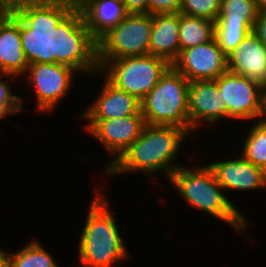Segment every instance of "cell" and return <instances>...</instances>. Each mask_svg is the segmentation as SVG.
Returning a JSON list of instances; mask_svg holds the SVG:
<instances>
[{"label":"cell","instance_id":"4","mask_svg":"<svg viewBox=\"0 0 266 267\" xmlns=\"http://www.w3.org/2000/svg\"><path fill=\"white\" fill-rule=\"evenodd\" d=\"M95 192L79 239L80 267H112L128 254L108 207L107 196L99 190Z\"/></svg>","mask_w":266,"mask_h":267},{"label":"cell","instance_id":"30","mask_svg":"<svg viewBox=\"0 0 266 267\" xmlns=\"http://www.w3.org/2000/svg\"><path fill=\"white\" fill-rule=\"evenodd\" d=\"M7 255L8 253L0 249V267H7Z\"/></svg>","mask_w":266,"mask_h":267},{"label":"cell","instance_id":"3","mask_svg":"<svg viewBox=\"0 0 266 267\" xmlns=\"http://www.w3.org/2000/svg\"><path fill=\"white\" fill-rule=\"evenodd\" d=\"M188 134L180 127L146 124L139 138L105 171V175L163 171L169 179L182 166L174 160Z\"/></svg>","mask_w":266,"mask_h":267},{"label":"cell","instance_id":"13","mask_svg":"<svg viewBox=\"0 0 266 267\" xmlns=\"http://www.w3.org/2000/svg\"><path fill=\"white\" fill-rule=\"evenodd\" d=\"M188 112L189 122L194 130L201 121L214 124L220 119H226V104L221 100L215 80L189 83Z\"/></svg>","mask_w":266,"mask_h":267},{"label":"cell","instance_id":"2","mask_svg":"<svg viewBox=\"0 0 266 267\" xmlns=\"http://www.w3.org/2000/svg\"><path fill=\"white\" fill-rule=\"evenodd\" d=\"M60 28L46 2H26L0 29V73L26 75L31 57Z\"/></svg>","mask_w":266,"mask_h":267},{"label":"cell","instance_id":"11","mask_svg":"<svg viewBox=\"0 0 266 267\" xmlns=\"http://www.w3.org/2000/svg\"><path fill=\"white\" fill-rule=\"evenodd\" d=\"M86 130L116 158L105 166L104 172L139 138L145 124L143 115H128L113 119H87Z\"/></svg>","mask_w":266,"mask_h":267},{"label":"cell","instance_id":"20","mask_svg":"<svg viewBox=\"0 0 266 267\" xmlns=\"http://www.w3.org/2000/svg\"><path fill=\"white\" fill-rule=\"evenodd\" d=\"M7 267H59L40 243H27L16 253L7 255Z\"/></svg>","mask_w":266,"mask_h":267},{"label":"cell","instance_id":"8","mask_svg":"<svg viewBox=\"0 0 266 267\" xmlns=\"http://www.w3.org/2000/svg\"><path fill=\"white\" fill-rule=\"evenodd\" d=\"M152 15L128 13L90 48V60H115L149 54Z\"/></svg>","mask_w":266,"mask_h":267},{"label":"cell","instance_id":"9","mask_svg":"<svg viewBox=\"0 0 266 267\" xmlns=\"http://www.w3.org/2000/svg\"><path fill=\"white\" fill-rule=\"evenodd\" d=\"M127 14L122 0H84L60 28L80 46L90 48Z\"/></svg>","mask_w":266,"mask_h":267},{"label":"cell","instance_id":"17","mask_svg":"<svg viewBox=\"0 0 266 267\" xmlns=\"http://www.w3.org/2000/svg\"><path fill=\"white\" fill-rule=\"evenodd\" d=\"M180 13L152 15L149 54L166 60L172 65L180 54Z\"/></svg>","mask_w":266,"mask_h":267},{"label":"cell","instance_id":"21","mask_svg":"<svg viewBox=\"0 0 266 267\" xmlns=\"http://www.w3.org/2000/svg\"><path fill=\"white\" fill-rule=\"evenodd\" d=\"M256 123L245 138L241 155L266 171V118L258 119Z\"/></svg>","mask_w":266,"mask_h":267},{"label":"cell","instance_id":"31","mask_svg":"<svg viewBox=\"0 0 266 267\" xmlns=\"http://www.w3.org/2000/svg\"><path fill=\"white\" fill-rule=\"evenodd\" d=\"M259 11H266V0H255Z\"/></svg>","mask_w":266,"mask_h":267},{"label":"cell","instance_id":"26","mask_svg":"<svg viewBox=\"0 0 266 267\" xmlns=\"http://www.w3.org/2000/svg\"><path fill=\"white\" fill-rule=\"evenodd\" d=\"M182 0H148V14L180 13Z\"/></svg>","mask_w":266,"mask_h":267},{"label":"cell","instance_id":"5","mask_svg":"<svg viewBox=\"0 0 266 267\" xmlns=\"http://www.w3.org/2000/svg\"><path fill=\"white\" fill-rule=\"evenodd\" d=\"M168 180L189 205L230 224L237 231L242 232L250 226L239 209L222 193L223 187L208 165L194 169L182 165Z\"/></svg>","mask_w":266,"mask_h":267},{"label":"cell","instance_id":"12","mask_svg":"<svg viewBox=\"0 0 266 267\" xmlns=\"http://www.w3.org/2000/svg\"><path fill=\"white\" fill-rule=\"evenodd\" d=\"M171 66L189 82L215 80L228 71L227 55L215 38L207 43L181 50Z\"/></svg>","mask_w":266,"mask_h":267},{"label":"cell","instance_id":"6","mask_svg":"<svg viewBox=\"0 0 266 267\" xmlns=\"http://www.w3.org/2000/svg\"><path fill=\"white\" fill-rule=\"evenodd\" d=\"M189 83L171 66L140 101L145 124L175 126L193 132L188 117Z\"/></svg>","mask_w":266,"mask_h":267},{"label":"cell","instance_id":"23","mask_svg":"<svg viewBox=\"0 0 266 267\" xmlns=\"http://www.w3.org/2000/svg\"><path fill=\"white\" fill-rule=\"evenodd\" d=\"M220 6L221 0H182L180 13L215 22L220 13Z\"/></svg>","mask_w":266,"mask_h":267},{"label":"cell","instance_id":"1","mask_svg":"<svg viewBox=\"0 0 266 267\" xmlns=\"http://www.w3.org/2000/svg\"><path fill=\"white\" fill-rule=\"evenodd\" d=\"M89 69V48L80 46L59 28L31 57L26 71V81L35 90L36 109H55L70 90L73 74Z\"/></svg>","mask_w":266,"mask_h":267},{"label":"cell","instance_id":"32","mask_svg":"<svg viewBox=\"0 0 266 267\" xmlns=\"http://www.w3.org/2000/svg\"><path fill=\"white\" fill-rule=\"evenodd\" d=\"M27 2H46L48 3L49 0H26Z\"/></svg>","mask_w":266,"mask_h":267},{"label":"cell","instance_id":"29","mask_svg":"<svg viewBox=\"0 0 266 267\" xmlns=\"http://www.w3.org/2000/svg\"><path fill=\"white\" fill-rule=\"evenodd\" d=\"M128 13H148V0H122Z\"/></svg>","mask_w":266,"mask_h":267},{"label":"cell","instance_id":"14","mask_svg":"<svg viewBox=\"0 0 266 267\" xmlns=\"http://www.w3.org/2000/svg\"><path fill=\"white\" fill-rule=\"evenodd\" d=\"M240 156L208 165L223 190L253 191L266 187V171Z\"/></svg>","mask_w":266,"mask_h":267},{"label":"cell","instance_id":"16","mask_svg":"<svg viewBox=\"0 0 266 267\" xmlns=\"http://www.w3.org/2000/svg\"><path fill=\"white\" fill-rule=\"evenodd\" d=\"M102 88L97 99L81 113V117L84 119H113L128 115H142L141 102L135 96L116 88L107 79L104 80Z\"/></svg>","mask_w":266,"mask_h":267},{"label":"cell","instance_id":"18","mask_svg":"<svg viewBox=\"0 0 266 267\" xmlns=\"http://www.w3.org/2000/svg\"><path fill=\"white\" fill-rule=\"evenodd\" d=\"M214 38V22L203 17H192L180 13V52L190 47L207 43Z\"/></svg>","mask_w":266,"mask_h":267},{"label":"cell","instance_id":"7","mask_svg":"<svg viewBox=\"0 0 266 267\" xmlns=\"http://www.w3.org/2000/svg\"><path fill=\"white\" fill-rule=\"evenodd\" d=\"M171 67L164 59L151 54L115 60H90L88 73H101L116 88L141 101Z\"/></svg>","mask_w":266,"mask_h":267},{"label":"cell","instance_id":"24","mask_svg":"<svg viewBox=\"0 0 266 267\" xmlns=\"http://www.w3.org/2000/svg\"><path fill=\"white\" fill-rule=\"evenodd\" d=\"M0 79L2 75L11 78L14 80L16 78L14 75H10L7 73H0ZM8 81L0 80V119L8 116L9 114H16L22 110L23 103L19 96L14 95L11 91V87L7 83Z\"/></svg>","mask_w":266,"mask_h":267},{"label":"cell","instance_id":"28","mask_svg":"<svg viewBox=\"0 0 266 267\" xmlns=\"http://www.w3.org/2000/svg\"><path fill=\"white\" fill-rule=\"evenodd\" d=\"M252 32L260 42L266 47V11H261L254 22Z\"/></svg>","mask_w":266,"mask_h":267},{"label":"cell","instance_id":"27","mask_svg":"<svg viewBox=\"0 0 266 267\" xmlns=\"http://www.w3.org/2000/svg\"><path fill=\"white\" fill-rule=\"evenodd\" d=\"M26 2V0H0V29Z\"/></svg>","mask_w":266,"mask_h":267},{"label":"cell","instance_id":"15","mask_svg":"<svg viewBox=\"0 0 266 267\" xmlns=\"http://www.w3.org/2000/svg\"><path fill=\"white\" fill-rule=\"evenodd\" d=\"M228 71L245 76L266 88V47L251 32L227 55Z\"/></svg>","mask_w":266,"mask_h":267},{"label":"cell","instance_id":"19","mask_svg":"<svg viewBox=\"0 0 266 267\" xmlns=\"http://www.w3.org/2000/svg\"><path fill=\"white\" fill-rule=\"evenodd\" d=\"M259 13L255 0H221L220 13L214 24L248 25L253 30Z\"/></svg>","mask_w":266,"mask_h":267},{"label":"cell","instance_id":"25","mask_svg":"<svg viewBox=\"0 0 266 267\" xmlns=\"http://www.w3.org/2000/svg\"><path fill=\"white\" fill-rule=\"evenodd\" d=\"M84 0H49L54 17L61 24Z\"/></svg>","mask_w":266,"mask_h":267},{"label":"cell","instance_id":"10","mask_svg":"<svg viewBox=\"0 0 266 267\" xmlns=\"http://www.w3.org/2000/svg\"><path fill=\"white\" fill-rule=\"evenodd\" d=\"M215 81L226 104L227 119L266 118V88L260 83L229 71Z\"/></svg>","mask_w":266,"mask_h":267},{"label":"cell","instance_id":"22","mask_svg":"<svg viewBox=\"0 0 266 267\" xmlns=\"http://www.w3.org/2000/svg\"><path fill=\"white\" fill-rule=\"evenodd\" d=\"M251 32L248 25L214 24V38L226 55L236 49Z\"/></svg>","mask_w":266,"mask_h":267}]
</instances>
